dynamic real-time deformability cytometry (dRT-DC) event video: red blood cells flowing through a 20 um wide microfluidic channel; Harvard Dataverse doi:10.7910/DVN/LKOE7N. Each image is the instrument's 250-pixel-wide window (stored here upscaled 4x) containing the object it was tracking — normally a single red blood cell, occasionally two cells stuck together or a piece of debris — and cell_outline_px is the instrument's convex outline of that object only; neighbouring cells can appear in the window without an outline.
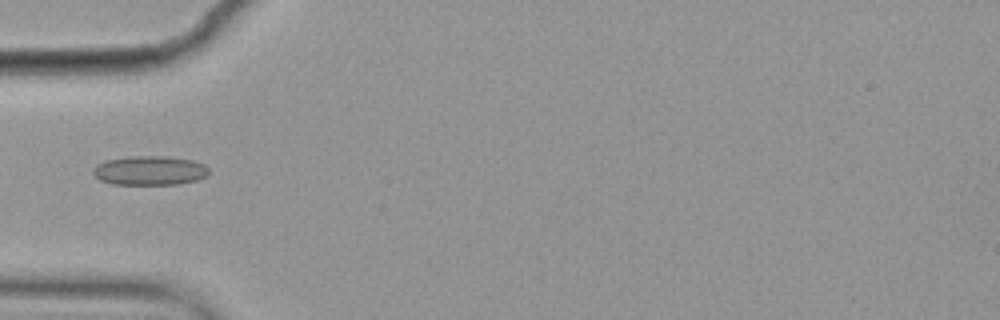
{"species": "common noctule bat (a hibernating species)", "species_latin": "Nyctalus noctula", "temperature_condition": "cold", "stored_images_in_passage": 7, "camera_frame_rate_fps": 3000, "um_per_image_px": 0.085, "animal": {"sex": "female", "body_mass_g": 19.9}, "frame": {"image": 1, "passage_image": 4, "time_ms": 1.0, "image_size_px": [1000, 320], "cell_outline_px": [[208, 176], [196, 180], [180, 184], [112, 184], [100, 180], [92, 172], [92, 168], [96, 164], [104, 160], [132, 156], [164, 156], [192, 160], [204, 164], [208, 168]], "centroid_in_image_um": [12.71, 14.49], "position_along_channel_um": 72.3, "area_um2": 19.83}}
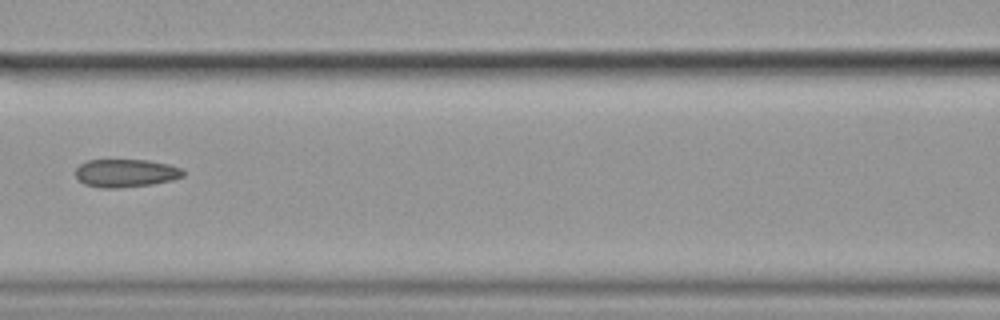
{"frame": {"image": 2, "passage_image": 6, "time_ms": 1.667, "image_size_px": [1000, 320], "cell_outline_px": [[184, 176], [172, 180], [152, 184], [120, 188], [100, 188], [84, 184], [76, 176], [76, 168], [80, 164], [88, 160], [148, 160], [168, 164], [180, 168], [184, 172]], "centroid_in_image_um": [10.68, 14.72], "position_along_channel_um": 155.9, "area_um2": 17.57}}
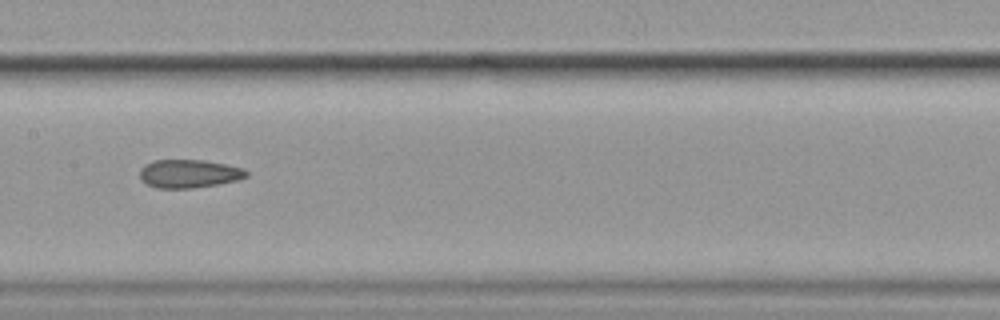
{"frame": {"image": 3, "passage_image": 7, "time_ms": 2.0, "image_size_px": [1000, 320], "cell_outline_px": [[248, 176], [236, 180], [216, 184], [192, 188], [156, 188], [140, 180], [140, 168], [144, 164], [152, 160], [204, 160], [244, 168], [248, 172]], "centroid_in_image_um": [16.03, 14.75], "position_along_channel_um": 191.4, "area_um2": 17.57}}